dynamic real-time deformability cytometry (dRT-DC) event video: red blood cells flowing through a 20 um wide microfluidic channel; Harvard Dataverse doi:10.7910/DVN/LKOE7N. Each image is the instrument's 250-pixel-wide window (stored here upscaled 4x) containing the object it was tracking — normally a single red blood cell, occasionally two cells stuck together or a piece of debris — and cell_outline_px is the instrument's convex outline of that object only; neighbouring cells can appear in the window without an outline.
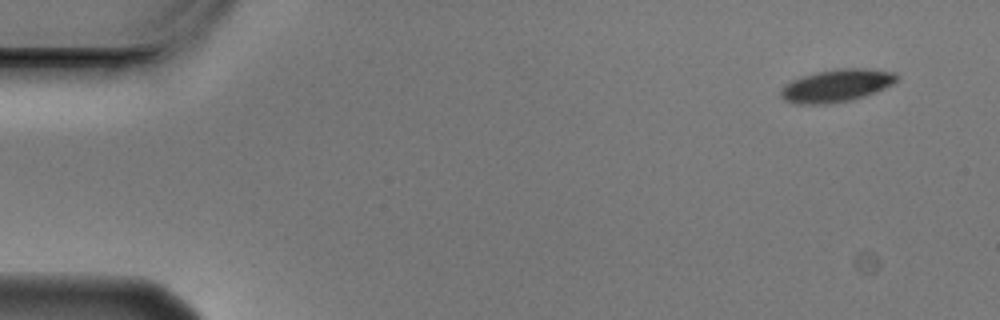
{"species": "Egyptian fruit bat (a non-hibernating species)", "species_latin": "Rousettus aegyptiacus", "temperature_condition": "cold", "stored_images_in_passage": 4, "camera_frame_rate_fps": 3000, "um_per_image_px": 0.085, "animal": {"sex": "male"}, "frame": {"image": 1, "passage_image": 1, "time_ms": 0.0, "image_size_px": [1000, 320], "cell_outline_px": [[896, 80], [892, 84], [872, 92], [848, 100], [824, 104], [796, 104], [784, 100], [780, 96], [780, 88], [784, 84], [800, 76], [816, 72], [836, 68], [872, 68], [896, 72]], "centroid_in_image_um": [71.03, 7.25], "position_along_channel_um": 14.0, "area_um2": 21.91}}